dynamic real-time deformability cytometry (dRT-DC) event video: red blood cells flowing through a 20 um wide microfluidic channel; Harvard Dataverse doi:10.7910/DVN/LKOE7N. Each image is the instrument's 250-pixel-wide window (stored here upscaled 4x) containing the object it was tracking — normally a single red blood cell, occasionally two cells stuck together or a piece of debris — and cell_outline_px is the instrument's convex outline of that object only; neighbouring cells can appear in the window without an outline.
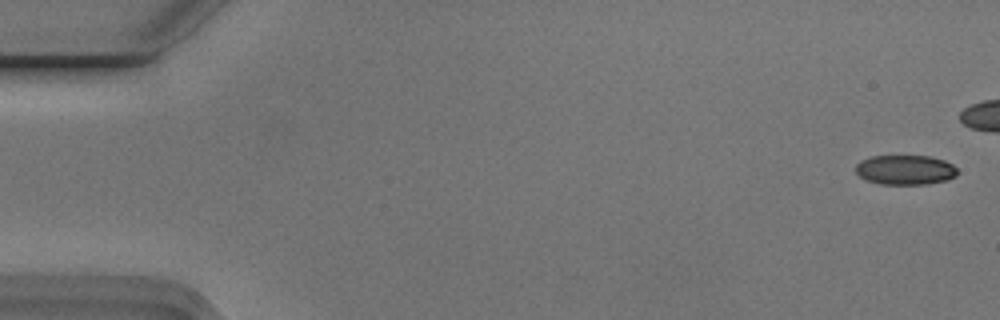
{"species": "Egyptian fruit bat (a non-hibernating species)", "species_latin": "Rousettus aegyptiacus", "temperature_condition": "cold", "stored_images_in_passage": 11, "camera_frame_rate_fps": 3000, "um_per_image_px": 0.085, "animal": {"sex": "male"}, "frame": {"image": 1, "passage_image": 1, "time_ms": 0.0, "image_size_px": [1000, 320], "cell_outline_px": [[956, 176], [948, 180], [928, 184], [880, 184], [868, 180], [860, 176], [856, 172], [856, 164], [860, 160], [872, 156], [932, 156], [944, 160], [952, 164], [956, 168]], "centroid_in_image_um": [76.96, 14.43], "position_along_channel_um": 8.0, "area_um2": 17.63}}
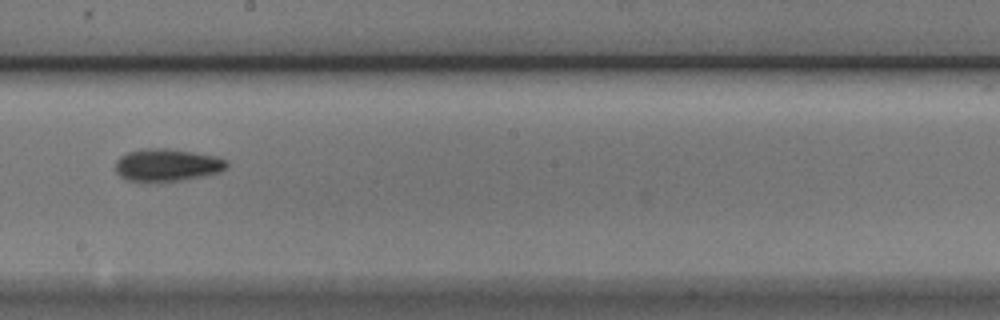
{"frame": {"image": 2, "passage_image": 10, "time_ms": 3.0, "image_size_px": [1000, 320], "cell_outline_px": [[228, 168], [220, 172], [204, 176], [184, 180], [124, 180], [116, 172], [116, 160], [120, 156], [128, 152], [144, 148], [164, 148], [192, 152], [216, 156], [228, 160]], "centroid_in_image_um": [14.23, 14.01], "position_along_channel_um": 234.0, "area_um2": 20.92}}
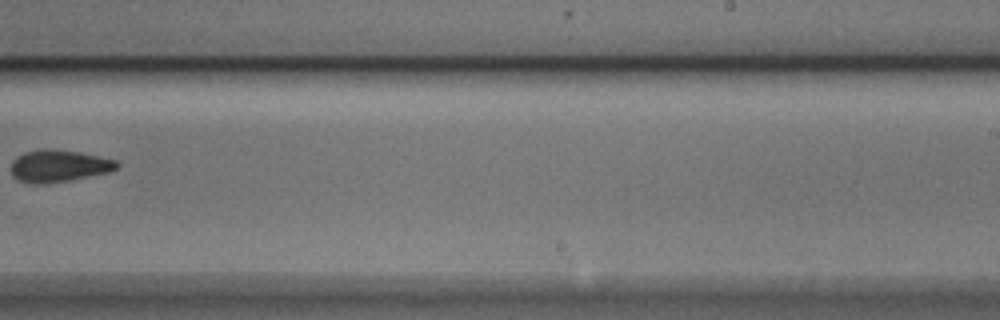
{"frame": {"image": 3, "passage_image": 11, "time_ms": 3.333, "image_size_px": [1000, 320], "cell_outline_px": [[120, 164], [116, 168], [108, 172], [68, 180], [40, 184], [32, 184], [20, 180], [12, 176], [12, 160], [16, 156], [24, 152], [48, 148], [80, 152], [116, 160]], "centroid_in_image_um": [4.97, 14.09], "position_along_channel_um": 284.0, "area_um2": 19.59}}